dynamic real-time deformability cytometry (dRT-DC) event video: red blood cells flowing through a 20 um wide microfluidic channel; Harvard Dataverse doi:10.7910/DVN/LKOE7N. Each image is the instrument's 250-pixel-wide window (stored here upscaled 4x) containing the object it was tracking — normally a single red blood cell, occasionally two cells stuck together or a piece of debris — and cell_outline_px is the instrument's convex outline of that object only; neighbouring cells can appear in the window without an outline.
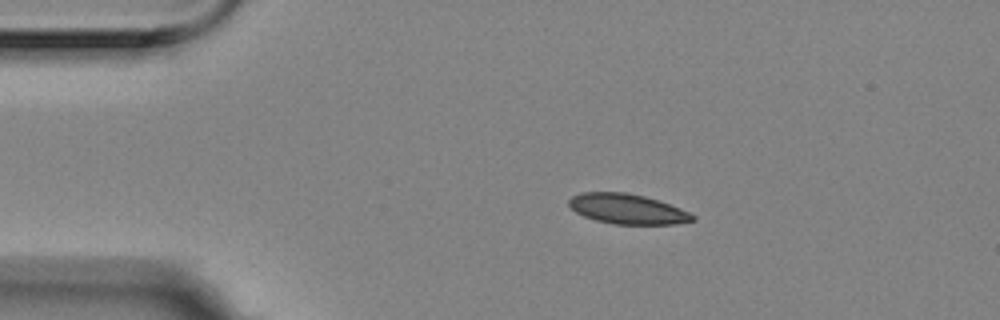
{"species": "Egyptian fruit bat (a non-hibernating species)", "species_latin": "Rousettus aegyptiacus", "temperature_condition": "room temperature", "stored_images_in_passage": 3, "camera_frame_rate_fps": 3000, "um_per_image_px": 0.085, "animal": {"sex": "female"}, "frame": {"image": 1, "passage_image": 1, "time_ms": 0.0, "image_size_px": [1000, 320], "cell_outline_px": [[696, 220], [676, 224], [616, 224], [596, 220], [584, 216], [576, 212], [568, 204], [568, 200], [572, 196], [580, 192], [628, 192], [660, 200], [680, 208], [696, 216]], "centroid_in_image_um": [53.34, 17.75], "position_along_channel_um": 31.7, "area_um2": 21.73}}
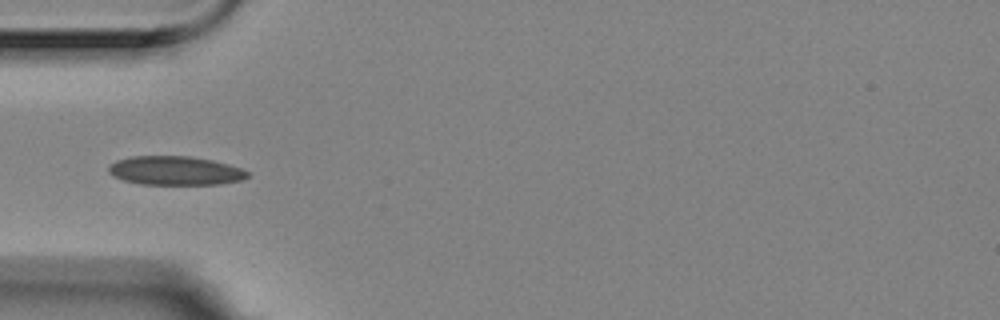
{"frame": {"image": 2, "passage_image": 3, "time_ms": 0.667, "image_size_px": [1000, 320], "cell_outline_px": [[248, 176], [244, 180], [220, 184], [140, 184], [124, 180], [112, 176], [108, 172], [108, 168], [116, 160], [132, 156], [192, 156], [212, 160], [228, 164], [240, 168], [248, 172]], "centroid_in_image_um": [14.89, 14.5], "position_along_channel_um": 70.1, "area_um2": 23.41}}